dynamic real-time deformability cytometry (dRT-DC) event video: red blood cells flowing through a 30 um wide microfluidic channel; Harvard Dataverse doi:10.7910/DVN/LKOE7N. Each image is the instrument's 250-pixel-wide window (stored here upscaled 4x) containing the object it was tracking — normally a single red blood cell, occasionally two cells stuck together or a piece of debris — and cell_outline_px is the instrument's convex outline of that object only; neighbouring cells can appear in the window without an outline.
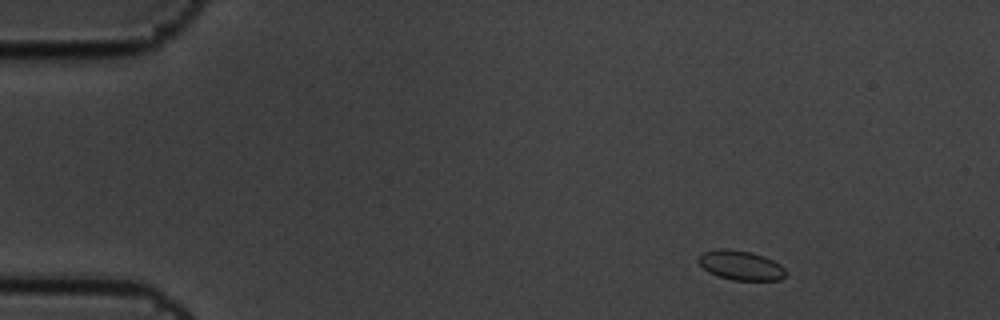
{"species": "common noctule bat (a hibernating species)", "species_latin": "Nyctalus noctula", "temperature_condition": "cold", "stored_images_in_passage": 4, "camera_frame_rate_fps": 3000, "um_per_image_px": 0.085, "animal": {"sex": "male", "body_mass_g": 19.5, "forearm_length_mm": 54.6}, "frame": {"image": 1, "passage_image": 1, "time_ms": 0.0, "image_size_px": [1000, 320], "cell_outline_px": [[788, 272], [780, 280], [732, 280], [708, 272], [696, 260], [704, 252], [720, 248], [728, 248], [752, 252], [764, 256], [780, 264]], "centroid_in_image_um": [62.98, 22.54], "position_along_channel_um": 22.0, "area_um2": 15.03}}